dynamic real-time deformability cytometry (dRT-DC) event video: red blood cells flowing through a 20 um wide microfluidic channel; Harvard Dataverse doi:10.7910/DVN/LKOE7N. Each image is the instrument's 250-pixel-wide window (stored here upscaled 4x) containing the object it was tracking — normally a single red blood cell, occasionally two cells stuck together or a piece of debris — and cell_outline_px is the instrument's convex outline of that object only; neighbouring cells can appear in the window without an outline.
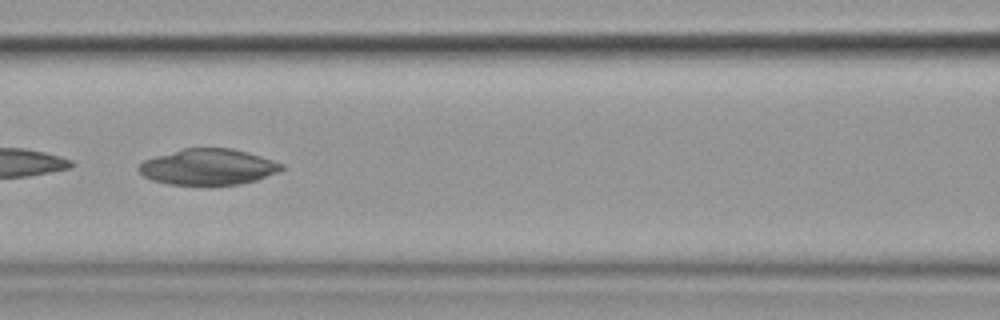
{"species": "common noctule bat (a hibernating species)", "species_latin": "Nyctalus noctula", "temperature_condition": "cold", "stored_images_in_passage": 14, "camera_frame_rate_fps": 3000, "um_per_image_px": 0.085, "animal": {"sex": "female", "body_mass_g": 19.9}, "frame": {"image": 1, "passage_image": 7, "time_ms": 7.667, "image_size_px": [1000, 320], "cell_outline_px": [[284, 168], [280, 172], [256, 180], [240, 184], [168, 184], [152, 180], [144, 176], [136, 168], [144, 160], [156, 156], [184, 148], [232, 148], [248, 152], [284, 164]], "centroid_in_image_um": [17.71, 14.18], "position_along_channel_um": 148.9, "area_um2": 29.77}}
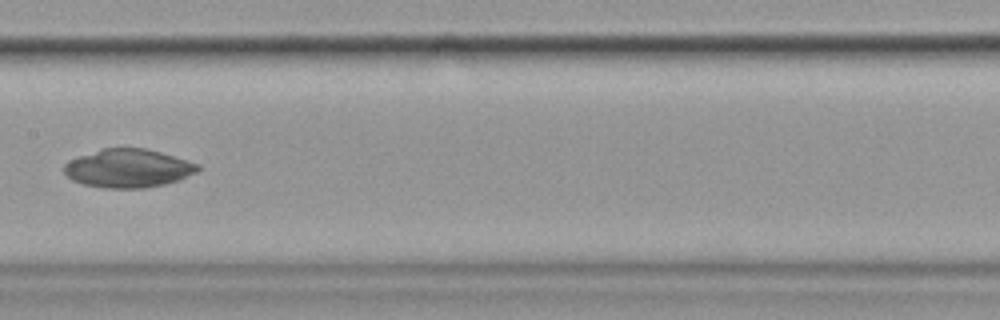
{"frame": {"image": 2, "passage_image": 8, "time_ms": 9.0, "image_size_px": [1000, 320], "cell_outline_px": [[200, 168], [196, 172], [180, 180], [164, 184], [144, 188], [104, 188], [84, 184], [72, 180], [64, 172], [64, 164], [68, 160], [104, 148], [144, 148], [160, 152], [200, 164]], "centroid_in_image_um": [10.9, 14.31], "position_along_channel_um": 196.5, "area_um2": 29.82}}